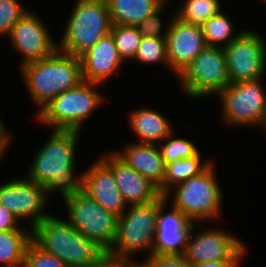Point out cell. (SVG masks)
<instances>
[{"label": "cell", "mask_w": 266, "mask_h": 267, "mask_svg": "<svg viewBox=\"0 0 266 267\" xmlns=\"http://www.w3.org/2000/svg\"><path fill=\"white\" fill-rule=\"evenodd\" d=\"M43 147L34 156L27 178L45 188V193H61L64 199L82 190L83 175L75 176L78 138L76 130H52Z\"/></svg>", "instance_id": "cell-1"}, {"label": "cell", "mask_w": 266, "mask_h": 267, "mask_svg": "<svg viewBox=\"0 0 266 267\" xmlns=\"http://www.w3.org/2000/svg\"><path fill=\"white\" fill-rule=\"evenodd\" d=\"M19 69L32 101L39 107L37 114L56 96L83 82L80 57L58 48L50 56L25 63Z\"/></svg>", "instance_id": "cell-2"}, {"label": "cell", "mask_w": 266, "mask_h": 267, "mask_svg": "<svg viewBox=\"0 0 266 267\" xmlns=\"http://www.w3.org/2000/svg\"><path fill=\"white\" fill-rule=\"evenodd\" d=\"M32 241L68 267H94L106 253L68 221L49 214L32 228Z\"/></svg>", "instance_id": "cell-3"}, {"label": "cell", "mask_w": 266, "mask_h": 267, "mask_svg": "<svg viewBox=\"0 0 266 267\" xmlns=\"http://www.w3.org/2000/svg\"><path fill=\"white\" fill-rule=\"evenodd\" d=\"M164 200L165 195H160L146 204L128 205V211L125 210L118 218L116 240L106 257L125 261L144 250L148 252L147 257H151L158 210Z\"/></svg>", "instance_id": "cell-4"}, {"label": "cell", "mask_w": 266, "mask_h": 267, "mask_svg": "<svg viewBox=\"0 0 266 267\" xmlns=\"http://www.w3.org/2000/svg\"><path fill=\"white\" fill-rule=\"evenodd\" d=\"M111 27L106 0H77L57 48L80 57L110 33Z\"/></svg>", "instance_id": "cell-5"}, {"label": "cell", "mask_w": 266, "mask_h": 267, "mask_svg": "<svg viewBox=\"0 0 266 267\" xmlns=\"http://www.w3.org/2000/svg\"><path fill=\"white\" fill-rule=\"evenodd\" d=\"M101 84L81 82L77 87L56 96L36 117L53 130L82 131L84 120L101 106L103 95L95 88Z\"/></svg>", "instance_id": "cell-6"}, {"label": "cell", "mask_w": 266, "mask_h": 267, "mask_svg": "<svg viewBox=\"0 0 266 267\" xmlns=\"http://www.w3.org/2000/svg\"><path fill=\"white\" fill-rule=\"evenodd\" d=\"M171 190L174 191L172 206L192 222L218 219L223 196L213 163L201 174L175 185Z\"/></svg>", "instance_id": "cell-7"}, {"label": "cell", "mask_w": 266, "mask_h": 267, "mask_svg": "<svg viewBox=\"0 0 266 267\" xmlns=\"http://www.w3.org/2000/svg\"><path fill=\"white\" fill-rule=\"evenodd\" d=\"M63 200L68 222L107 253L116 240L119 216L106 210L83 190Z\"/></svg>", "instance_id": "cell-8"}, {"label": "cell", "mask_w": 266, "mask_h": 267, "mask_svg": "<svg viewBox=\"0 0 266 267\" xmlns=\"http://www.w3.org/2000/svg\"><path fill=\"white\" fill-rule=\"evenodd\" d=\"M177 78L192 99L218 95L230 84L224 48L206 46Z\"/></svg>", "instance_id": "cell-9"}, {"label": "cell", "mask_w": 266, "mask_h": 267, "mask_svg": "<svg viewBox=\"0 0 266 267\" xmlns=\"http://www.w3.org/2000/svg\"><path fill=\"white\" fill-rule=\"evenodd\" d=\"M261 80L230 83L218 94L225 123L235 127H263L266 120V90Z\"/></svg>", "instance_id": "cell-10"}, {"label": "cell", "mask_w": 266, "mask_h": 267, "mask_svg": "<svg viewBox=\"0 0 266 267\" xmlns=\"http://www.w3.org/2000/svg\"><path fill=\"white\" fill-rule=\"evenodd\" d=\"M224 53L230 83L262 79L266 74V42L255 30L244 29Z\"/></svg>", "instance_id": "cell-11"}, {"label": "cell", "mask_w": 266, "mask_h": 267, "mask_svg": "<svg viewBox=\"0 0 266 267\" xmlns=\"http://www.w3.org/2000/svg\"><path fill=\"white\" fill-rule=\"evenodd\" d=\"M201 232L192 235L194 231ZM201 227V228H200ZM196 228V230H194ZM193 237V238H192ZM247 246L244 242L228 232L219 229L203 230L202 226L194 223L190 231L187 246L184 252L185 258L193 265L205 262L228 261L230 259H242L246 254Z\"/></svg>", "instance_id": "cell-12"}, {"label": "cell", "mask_w": 266, "mask_h": 267, "mask_svg": "<svg viewBox=\"0 0 266 267\" xmlns=\"http://www.w3.org/2000/svg\"><path fill=\"white\" fill-rule=\"evenodd\" d=\"M47 199L45 188L27 177L0 185V205L14 214L19 221L31 218L30 228L49 215L44 210Z\"/></svg>", "instance_id": "cell-13"}, {"label": "cell", "mask_w": 266, "mask_h": 267, "mask_svg": "<svg viewBox=\"0 0 266 267\" xmlns=\"http://www.w3.org/2000/svg\"><path fill=\"white\" fill-rule=\"evenodd\" d=\"M27 10L13 26L9 33L10 44L22 55L20 66L50 56L56 49L48 27L43 20Z\"/></svg>", "instance_id": "cell-14"}, {"label": "cell", "mask_w": 266, "mask_h": 267, "mask_svg": "<svg viewBox=\"0 0 266 267\" xmlns=\"http://www.w3.org/2000/svg\"><path fill=\"white\" fill-rule=\"evenodd\" d=\"M171 20L166 36L167 55L169 69L177 77L207 44L200 25L185 23L175 14Z\"/></svg>", "instance_id": "cell-15"}, {"label": "cell", "mask_w": 266, "mask_h": 267, "mask_svg": "<svg viewBox=\"0 0 266 267\" xmlns=\"http://www.w3.org/2000/svg\"><path fill=\"white\" fill-rule=\"evenodd\" d=\"M167 203L165 199L159 206L152 255L184 254L194 224L173 206L165 213Z\"/></svg>", "instance_id": "cell-16"}, {"label": "cell", "mask_w": 266, "mask_h": 267, "mask_svg": "<svg viewBox=\"0 0 266 267\" xmlns=\"http://www.w3.org/2000/svg\"><path fill=\"white\" fill-rule=\"evenodd\" d=\"M82 190L106 210L120 216L128 207L112 170L99 158L83 173Z\"/></svg>", "instance_id": "cell-17"}, {"label": "cell", "mask_w": 266, "mask_h": 267, "mask_svg": "<svg viewBox=\"0 0 266 267\" xmlns=\"http://www.w3.org/2000/svg\"><path fill=\"white\" fill-rule=\"evenodd\" d=\"M99 158L112 170L117 187L127 205L146 204L161 195L156 185L126 165L114 153Z\"/></svg>", "instance_id": "cell-18"}, {"label": "cell", "mask_w": 266, "mask_h": 267, "mask_svg": "<svg viewBox=\"0 0 266 267\" xmlns=\"http://www.w3.org/2000/svg\"><path fill=\"white\" fill-rule=\"evenodd\" d=\"M83 81L103 84L122 67L111 32L80 56Z\"/></svg>", "instance_id": "cell-19"}, {"label": "cell", "mask_w": 266, "mask_h": 267, "mask_svg": "<svg viewBox=\"0 0 266 267\" xmlns=\"http://www.w3.org/2000/svg\"><path fill=\"white\" fill-rule=\"evenodd\" d=\"M114 154L158 188L163 184L166 164L158 144H129L123 148L122 152Z\"/></svg>", "instance_id": "cell-20"}, {"label": "cell", "mask_w": 266, "mask_h": 267, "mask_svg": "<svg viewBox=\"0 0 266 267\" xmlns=\"http://www.w3.org/2000/svg\"><path fill=\"white\" fill-rule=\"evenodd\" d=\"M129 116V126L139 138V143L156 144L174 133L169 119L153 109L140 108Z\"/></svg>", "instance_id": "cell-21"}, {"label": "cell", "mask_w": 266, "mask_h": 267, "mask_svg": "<svg viewBox=\"0 0 266 267\" xmlns=\"http://www.w3.org/2000/svg\"><path fill=\"white\" fill-rule=\"evenodd\" d=\"M112 25L137 26L166 0H106Z\"/></svg>", "instance_id": "cell-22"}, {"label": "cell", "mask_w": 266, "mask_h": 267, "mask_svg": "<svg viewBox=\"0 0 266 267\" xmlns=\"http://www.w3.org/2000/svg\"><path fill=\"white\" fill-rule=\"evenodd\" d=\"M201 155L198 152L195 156L186 159L176 160L166 163L165 176L163 184L158 188L161 195H165V199L169 202L172 196L171 188L180 184L189 178L201 174L206 170L212 162H201Z\"/></svg>", "instance_id": "cell-23"}, {"label": "cell", "mask_w": 266, "mask_h": 267, "mask_svg": "<svg viewBox=\"0 0 266 267\" xmlns=\"http://www.w3.org/2000/svg\"><path fill=\"white\" fill-rule=\"evenodd\" d=\"M31 241L32 228L0 231V263L6 267H21Z\"/></svg>", "instance_id": "cell-24"}, {"label": "cell", "mask_w": 266, "mask_h": 267, "mask_svg": "<svg viewBox=\"0 0 266 267\" xmlns=\"http://www.w3.org/2000/svg\"><path fill=\"white\" fill-rule=\"evenodd\" d=\"M233 21L224 12L209 18L203 25L202 31L207 46L225 48L230 42L236 39L244 30L234 31Z\"/></svg>", "instance_id": "cell-25"}, {"label": "cell", "mask_w": 266, "mask_h": 267, "mask_svg": "<svg viewBox=\"0 0 266 267\" xmlns=\"http://www.w3.org/2000/svg\"><path fill=\"white\" fill-rule=\"evenodd\" d=\"M220 0H185L176 10L175 16L189 24L203 25L221 11Z\"/></svg>", "instance_id": "cell-26"}, {"label": "cell", "mask_w": 266, "mask_h": 267, "mask_svg": "<svg viewBox=\"0 0 266 267\" xmlns=\"http://www.w3.org/2000/svg\"><path fill=\"white\" fill-rule=\"evenodd\" d=\"M111 34L122 61L124 62L127 59L134 60L143 37L137 26L112 25Z\"/></svg>", "instance_id": "cell-27"}, {"label": "cell", "mask_w": 266, "mask_h": 267, "mask_svg": "<svg viewBox=\"0 0 266 267\" xmlns=\"http://www.w3.org/2000/svg\"><path fill=\"white\" fill-rule=\"evenodd\" d=\"M134 59L141 64L161 63L169 68L166 37H142Z\"/></svg>", "instance_id": "cell-28"}, {"label": "cell", "mask_w": 266, "mask_h": 267, "mask_svg": "<svg viewBox=\"0 0 266 267\" xmlns=\"http://www.w3.org/2000/svg\"><path fill=\"white\" fill-rule=\"evenodd\" d=\"M172 134L173 133L162 141L165 143H163V146L162 144H158L165 164L180 159L191 158L200 152L196 145L190 140L175 137L172 138Z\"/></svg>", "instance_id": "cell-29"}, {"label": "cell", "mask_w": 266, "mask_h": 267, "mask_svg": "<svg viewBox=\"0 0 266 267\" xmlns=\"http://www.w3.org/2000/svg\"><path fill=\"white\" fill-rule=\"evenodd\" d=\"M21 267H68L53 254L39 248L33 241L30 242Z\"/></svg>", "instance_id": "cell-30"}, {"label": "cell", "mask_w": 266, "mask_h": 267, "mask_svg": "<svg viewBox=\"0 0 266 267\" xmlns=\"http://www.w3.org/2000/svg\"><path fill=\"white\" fill-rule=\"evenodd\" d=\"M29 9L18 0H0V36H7L19 18ZM3 34V35H2Z\"/></svg>", "instance_id": "cell-31"}, {"label": "cell", "mask_w": 266, "mask_h": 267, "mask_svg": "<svg viewBox=\"0 0 266 267\" xmlns=\"http://www.w3.org/2000/svg\"><path fill=\"white\" fill-rule=\"evenodd\" d=\"M168 1H166L158 10L154 13L146 17L143 21H141L138 25V31L141 33L143 37H166L169 31V26L171 21H169L167 28L164 29L165 32L161 33L163 30L162 21L159 18L160 13L163 11Z\"/></svg>", "instance_id": "cell-32"}, {"label": "cell", "mask_w": 266, "mask_h": 267, "mask_svg": "<svg viewBox=\"0 0 266 267\" xmlns=\"http://www.w3.org/2000/svg\"><path fill=\"white\" fill-rule=\"evenodd\" d=\"M151 258L158 267H194L184 256V254H160L152 255Z\"/></svg>", "instance_id": "cell-33"}, {"label": "cell", "mask_w": 266, "mask_h": 267, "mask_svg": "<svg viewBox=\"0 0 266 267\" xmlns=\"http://www.w3.org/2000/svg\"><path fill=\"white\" fill-rule=\"evenodd\" d=\"M20 225L19 219L4 206L0 205V231L27 230Z\"/></svg>", "instance_id": "cell-34"}, {"label": "cell", "mask_w": 266, "mask_h": 267, "mask_svg": "<svg viewBox=\"0 0 266 267\" xmlns=\"http://www.w3.org/2000/svg\"><path fill=\"white\" fill-rule=\"evenodd\" d=\"M240 260L242 259H230L228 261H217V262H205L194 267H239Z\"/></svg>", "instance_id": "cell-35"}, {"label": "cell", "mask_w": 266, "mask_h": 267, "mask_svg": "<svg viewBox=\"0 0 266 267\" xmlns=\"http://www.w3.org/2000/svg\"><path fill=\"white\" fill-rule=\"evenodd\" d=\"M125 267H158L156 262L151 258L147 257L143 262L141 263H134L132 258L126 259L125 261Z\"/></svg>", "instance_id": "cell-36"}, {"label": "cell", "mask_w": 266, "mask_h": 267, "mask_svg": "<svg viewBox=\"0 0 266 267\" xmlns=\"http://www.w3.org/2000/svg\"><path fill=\"white\" fill-rule=\"evenodd\" d=\"M11 135L9 132H0V161L10 144Z\"/></svg>", "instance_id": "cell-37"}, {"label": "cell", "mask_w": 266, "mask_h": 267, "mask_svg": "<svg viewBox=\"0 0 266 267\" xmlns=\"http://www.w3.org/2000/svg\"><path fill=\"white\" fill-rule=\"evenodd\" d=\"M94 267H125V262L121 260H114L108 257H104L96 266Z\"/></svg>", "instance_id": "cell-38"}, {"label": "cell", "mask_w": 266, "mask_h": 267, "mask_svg": "<svg viewBox=\"0 0 266 267\" xmlns=\"http://www.w3.org/2000/svg\"><path fill=\"white\" fill-rule=\"evenodd\" d=\"M7 130L8 129L6 128V126L4 125L3 121L0 118V132H9Z\"/></svg>", "instance_id": "cell-39"}, {"label": "cell", "mask_w": 266, "mask_h": 267, "mask_svg": "<svg viewBox=\"0 0 266 267\" xmlns=\"http://www.w3.org/2000/svg\"><path fill=\"white\" fill-rule=\"evenodd\" d=\"M263 128H264L265 131H266V120H265V123H264V125H263Z\"/></svg>", "instance_id": "cell-40"}]
</instances>
